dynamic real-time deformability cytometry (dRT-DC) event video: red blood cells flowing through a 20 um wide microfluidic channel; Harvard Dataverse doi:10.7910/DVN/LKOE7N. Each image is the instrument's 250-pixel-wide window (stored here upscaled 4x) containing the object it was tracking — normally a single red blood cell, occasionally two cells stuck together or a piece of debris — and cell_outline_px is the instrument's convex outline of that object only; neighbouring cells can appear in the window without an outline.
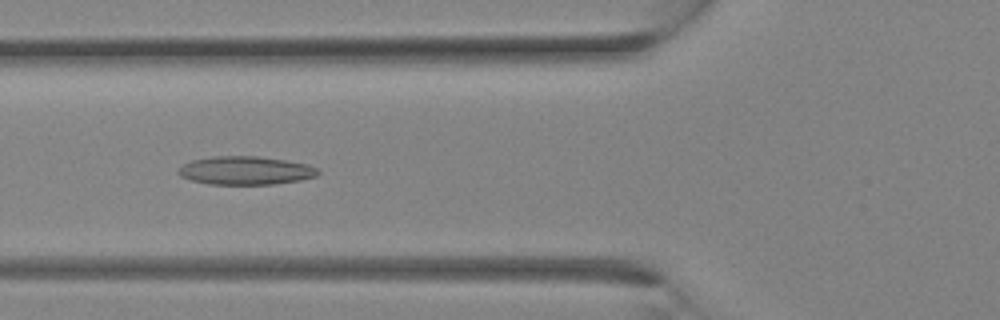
{"species": "Egyptian fruit bat (a non-hibernating species)", "species_latin": "Rousettus aegyptiacus", "temperature_condition": "room temperature", "stored_images_in_passage": 31, "camera_frame_rate_fps": 3000, "um_per_image_px": 0.085, "animal": {"sex": "female"}, "frame": {"image": 1, "passage_image": 11, "time_ms": 3.333, "image_size_px": [1000, 320], "cell_outline_px": [[320, 172], [316, 176], [300, 180], [276, 184], [208, 184], [192, 180], [180, 176], [176, 172], [184, 164], [192, 160], [212, 156], [260, 156], [308, 164], [320, 168]], "centroid_in_image_um": [20.9, 14.49], "position_along_channel_um": 104.9, "area_um2": 23.18}}
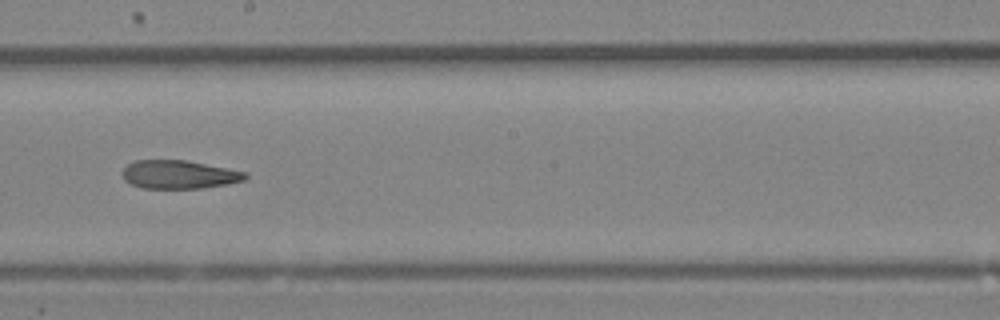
{"frame": {"image": 2, "passage_image": 17, "time_ms": 5.333, "image_size_px": [1000, 320], "cell_outline_px": [[248, 176], [244, 180], [228, 184], [200, 188], [144, 188], [132, 184], [124, 180], [120, 172], [128, 164], [136, 160], [188, 160], [228, 168], [244, 172]], "centroid_in_image_um": [15.2, 14.82], "position_along_channel_um": 233.0, "area_um2": 20.35}}
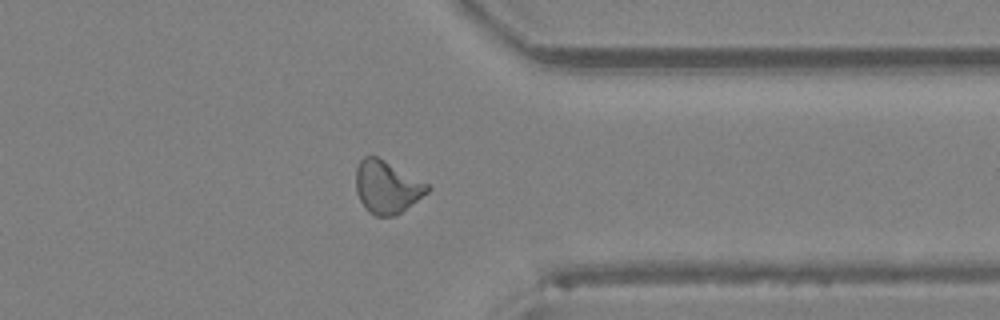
{"frame": {"image": 3, "passage_image": 24, "time_ms": 7.667, "image_size_px": [1000, 320], "cell_outline_px": [[432, 188], [428, 192], [396, 216], [376, 216], [368, 212], [364, 208], [356, 192], [356, 168], [360, 160], [364, 156], [376, 156], [384, 160], [428, 184]], "centroid_in_image_um": [32.86, 15.91], "position_along_channel_um": 378.5, "area_um2": 21.85}}